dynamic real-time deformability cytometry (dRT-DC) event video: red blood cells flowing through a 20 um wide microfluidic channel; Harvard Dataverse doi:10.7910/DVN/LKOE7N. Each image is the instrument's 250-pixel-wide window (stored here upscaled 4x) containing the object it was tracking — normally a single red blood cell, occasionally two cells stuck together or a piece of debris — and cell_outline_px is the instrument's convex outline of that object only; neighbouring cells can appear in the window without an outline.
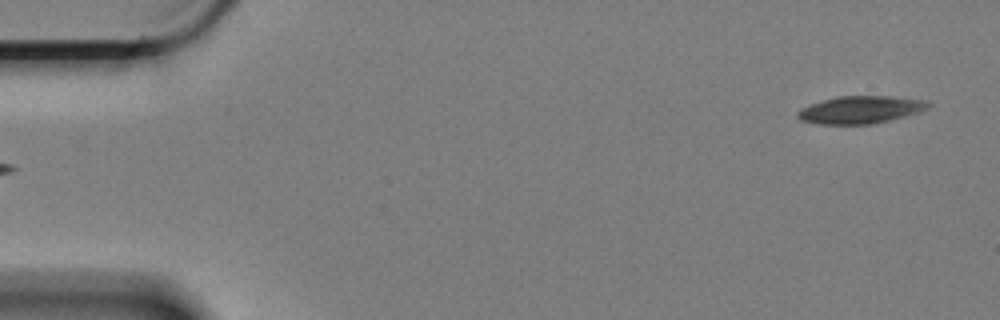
{"species": "Egyptian fruit bat (a non-hibernating species)", "species_latin": "Rousettus aegyptiacus", "temperature_condition": "cold", "stored_images_in_passage": 4, "camera_frame_rate_fps": 3000, "um_per_image_px": 0.085, "animal": {"sex": "female"}, "frame": {"image": 1, "passage_image": 4, "time_ms": 1.0, "image_size_px": [1000, 320], "cell_outline_px": [[932, 104], [928, 108], [920, 112], [872, 124], [820, 124], [800, 120], [796, 116], [796, 112], [800, 108], [836, 96], [892, 96], [928, 100]], "centroid_in_image_um": [73.16, 9.32], "position_along_channel_um": 11.8, "area_um2": 20.98}}